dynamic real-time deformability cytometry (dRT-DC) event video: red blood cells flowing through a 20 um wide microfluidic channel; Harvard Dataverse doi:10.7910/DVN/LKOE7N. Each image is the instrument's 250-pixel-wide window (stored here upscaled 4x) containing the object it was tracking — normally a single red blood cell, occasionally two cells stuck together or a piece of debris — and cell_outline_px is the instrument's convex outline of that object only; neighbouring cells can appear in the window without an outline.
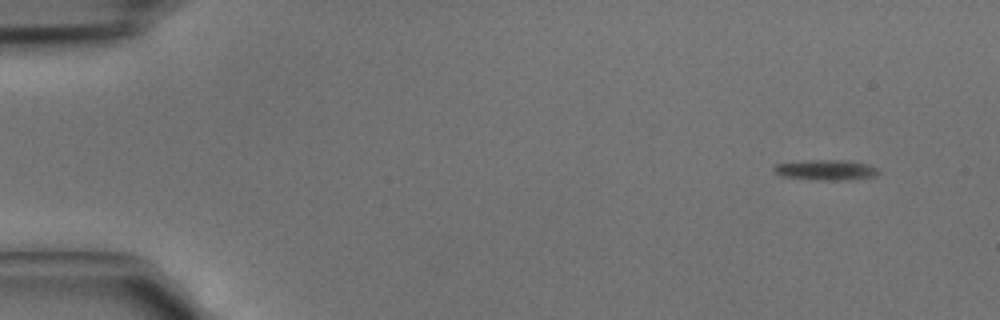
{"species": "common noctule bat (a hibernating species)", "species_latin": "Nyctalus noctula", "temperature_condition": "cold", "stored_images_in_passage": 3, "camera_frame_rate_fps": 3000, "um_per_image_px": 0.085, "animal": {"sex": "male", "body_mass_g": 15.6}, "frame": {"image": 1, "passage_image": 1, "time_ms": 0.0, "image_size_px": [1000, 320], "cell_outline_px": [[880, 172], [876, 176], [848, 180], [824, 180], [780, 176], [772, 172], [772, 168], [776, 164], [808, 160], [848, 160], [868, 164], [876, 168]], "centroid_in_image_um": [70.19, 14.44], "position_along_channel_um": 14.8, "area_um2": 12.48}}
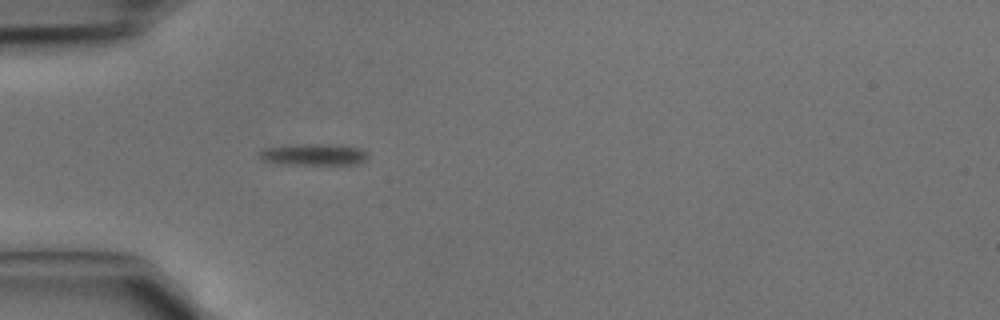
{"frame": {"image": 2, "passage_image": 3, "time_ms": 0.667, "image_size_px": [1000, 320], "cell_outline_px": [[368, 160], [360, 164], [284, 164], [260, 160], [260, 152], [264, 148], [304, 144], [332, 144], [364, 148], [368, 152]], "centroid_in_image_um": [26.77, 13.14], "position_along_channel_um": 58.2, "area_um2": 13.76}}